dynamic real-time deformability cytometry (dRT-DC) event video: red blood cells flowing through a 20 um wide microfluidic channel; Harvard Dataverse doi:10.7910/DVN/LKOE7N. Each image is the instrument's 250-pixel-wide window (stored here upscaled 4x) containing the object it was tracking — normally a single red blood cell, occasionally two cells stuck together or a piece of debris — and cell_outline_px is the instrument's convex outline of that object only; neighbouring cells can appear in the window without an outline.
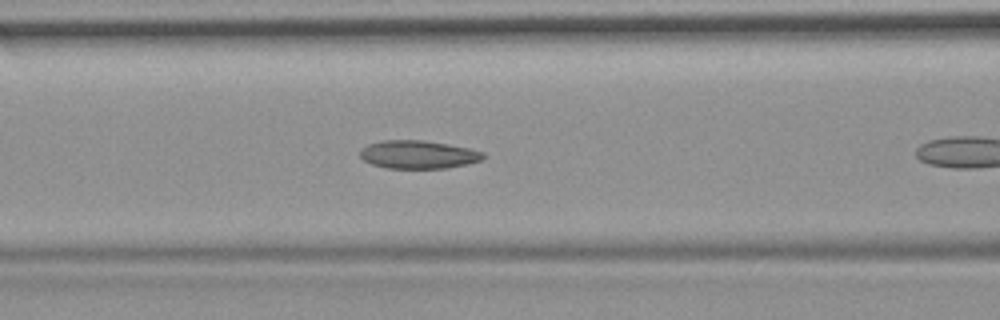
{"species": "common noctule bat (a hibernating species)", "species_latin": "Nyctalus noctula", "temperature_condition": "room temperature", "stored_images_in_passage": 10, "camera_frame_rate_fps": 3000, "um_per_image_px": 0.085, "animal": {"sex": "female", "body_mass_g": 19.9}, "frame": {"image": 1, "passage_image": 9, "time_ms": 2.667, "image_size_px": [1000, 320], "cell_outline_px": [[484, 160], [448, 168], [388, 168], [372, 164], [364, 160], [360, 156], [360, 148], [368, 144], [380, 140], [424, 140], [448, 144], [468, 148], [484, 152]], "centroid_in_image_um": [35.54, 13.13], "position_along_channel_um": 131.1, "area_um2": 20.29}}